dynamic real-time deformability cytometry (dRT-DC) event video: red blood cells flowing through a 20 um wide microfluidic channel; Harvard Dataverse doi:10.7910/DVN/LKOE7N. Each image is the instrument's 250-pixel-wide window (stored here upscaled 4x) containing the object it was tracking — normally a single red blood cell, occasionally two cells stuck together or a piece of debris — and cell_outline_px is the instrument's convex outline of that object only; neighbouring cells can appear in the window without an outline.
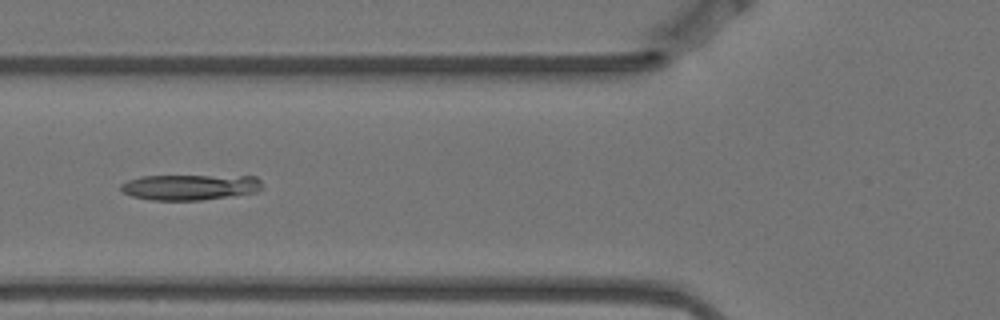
{"species": "Egyptian fruit bat (a non-hibernating species)", "species_latin": "Rousettus aegyptiacus", "temperature_condition": "warm", "stored_images_in_passage": 10, "camera_frame_rate_fps": 3000, "um_per_image_px": 0.085, "animal": {"sex": "female"}, "frame": {"image": 1, "passage_image": 6, "time_ms": 1.667, "image_size_px": [1000, 320], "cell_outline_px": [[260, 188], [256, 192], [200, 200], [152, 200], [132, 196], [124, 192], [120, 188], [120, 184], [128, 180], [140, 176], [256, 176], [260, 180]], "centroid_in_image_um": [16.11, 15.9], "position_along_channel_um": 109.7, "area_um2": 20.87}}
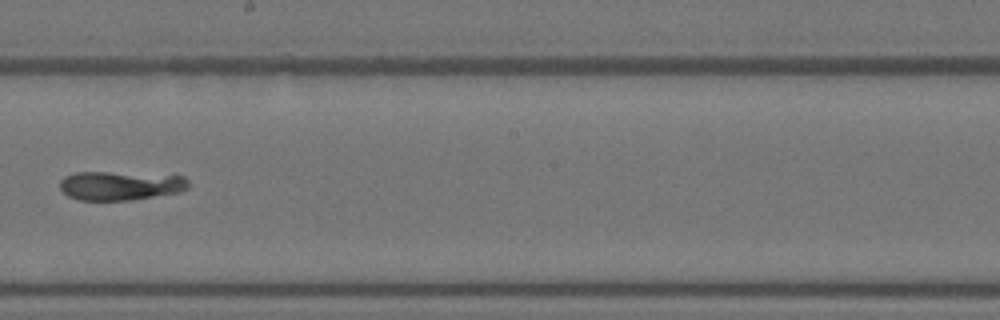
{"frame": {"image": 2, "passage_image": 9, "time_ms": 2.667, "image_size_px": [1000, 320], "cell_outline_px": [[188, 188], [180, 192], [128, 200], [80, 200], [68, 196], [60, 188], [60, 180], [64, 176], [76, 172], [108, 172], [184, 176], [188, 180]], "centroid_in_image_um": [10.21, 15.77], "position_along_channel_um": 238.0, "area_um2": 21.56}}
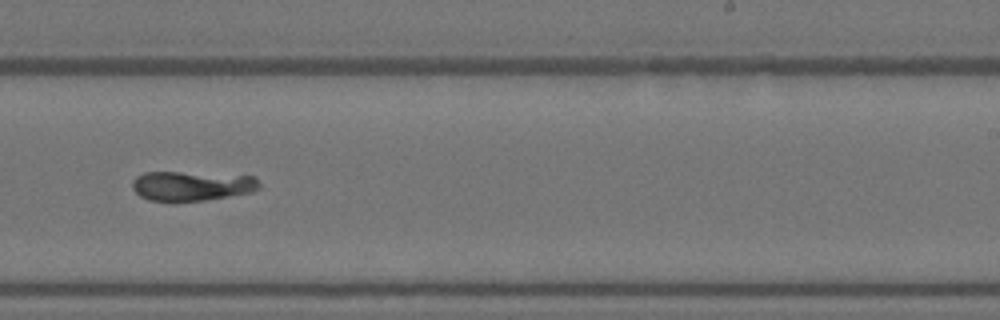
{"frame": {"image": 3, "passage_image": 10, "time_ms": 3.0, "image_size_px": [1000, 320], "cell_outline_px": [[260, 188], [252, 192], [204, 200], [176, 204], [172, 204], [148, 200], [140, 196], [132, 188], [132, 180], [136, 176], [144, 172], [180, 172], [256, 176], [260, 184]], "centroid_in_image_um": [16.25, 15.83], "position_along_channel_um": 272.8, "area_um2": 22.6}}